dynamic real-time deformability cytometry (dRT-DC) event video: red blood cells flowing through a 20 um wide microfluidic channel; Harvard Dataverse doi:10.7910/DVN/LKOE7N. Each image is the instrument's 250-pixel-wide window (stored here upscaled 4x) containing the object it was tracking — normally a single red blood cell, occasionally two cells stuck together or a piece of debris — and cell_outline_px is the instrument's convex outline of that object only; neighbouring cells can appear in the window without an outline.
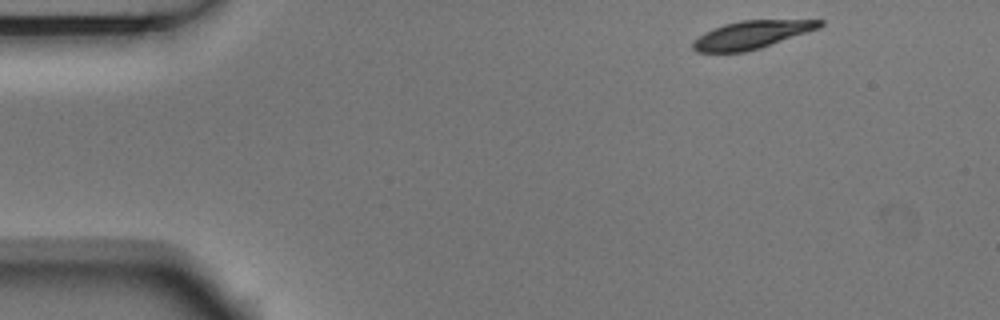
{"species": "Egyptian fruit bat (a non-hibernating species)", "species_latin": "Rousettus aegyptiacus", "temperature_condition": "room temperature", "stored_images_in_passage": 4, "segment_of_instrument_passage": [2, 2], "camera_frame_rate_fps": 3000, "um_per_image_px": 0.085, "animal": {"sex": "male"}, "frame": {"image": 1, "passage_image": 4, "time_ms": 1.0, "image_size_px": [1000, 320], "cell_outline_px": [[824, 24], [820, 28], [760, 48], [744, 52], [696, 52], [692, 48], [692, 44], [704, 32], [724, 24], [740, 20], [824, 20]], "centroid_in_image_um": [63.9, 2.95], "position_along_channel_um": 21.1, "area_um2": 20.46}}